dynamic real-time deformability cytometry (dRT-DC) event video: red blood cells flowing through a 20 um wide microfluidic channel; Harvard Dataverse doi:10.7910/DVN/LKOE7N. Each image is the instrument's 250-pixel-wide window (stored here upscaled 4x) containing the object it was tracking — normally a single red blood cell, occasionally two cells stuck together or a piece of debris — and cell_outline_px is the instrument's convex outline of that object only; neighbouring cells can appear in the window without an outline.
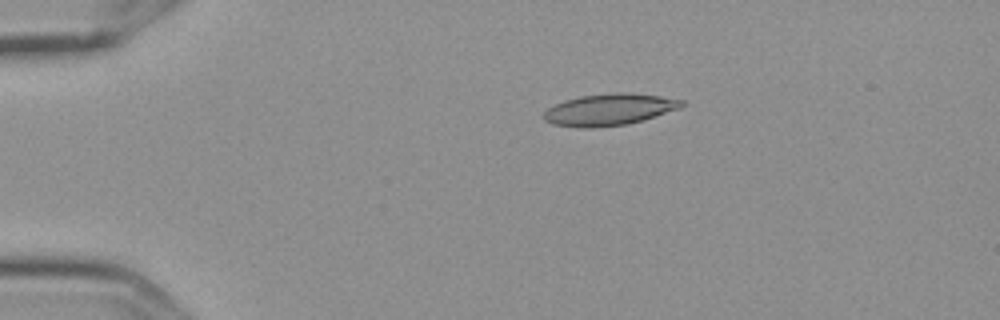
{"species": "Egyptian fruit bat (a non-hibernating species)", "species_latin": "Rousettus aegyptiacus", "temperature_condition": "cold", "stored_images_in_passage": 4, "camera_frame_rate_fps": 3000, "um_per_image_px": 0.085, "frame": {"image": 1, "passage_image": 1, "time_ms": 0.0, "image_size_px": [1000, 320], "cell_outline_px": [[684, 104], [680, 108], [644, 120], [628, 124], [596, 128], [580, 128], [552, 124], [544, 120], [544, 112], [548, 108], [564, 100], [580, 96], [612, 92], [628, 92], [660, 96], [684, 100]], "centroid_in_image_um": [51.79, 9.31], "position_along_channel_um": 33.2, "area_um2": 25.66}}
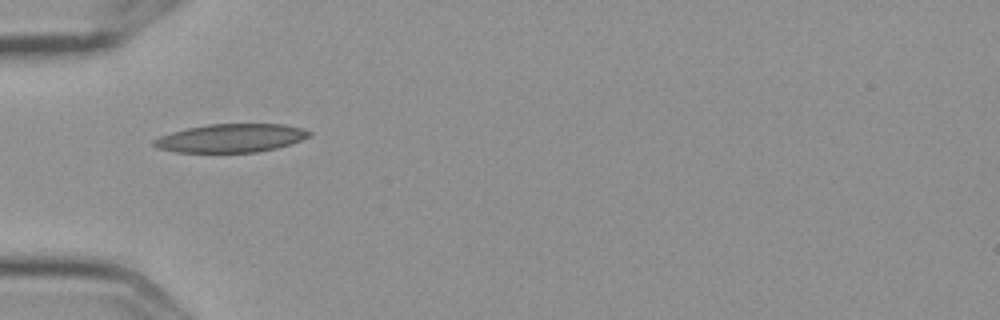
{"frame": {"image": 2, "passage_image": 3, "time_ms": 0.667, "image_size_px": [1000, 320], "cell_outline_px": [[312, 136], [276, 148], [256, 152], [176, 152], [156, 148], [152, 144], [152, 140], [160, 136], [172, 132], [188, 128], [208, 124], [284, 124], [304, 128], [312, 132]], "centroid_in_image_um": [19.63, 11.73], "position_along_channel_um": 65.4, "area_um2": 25.72}}
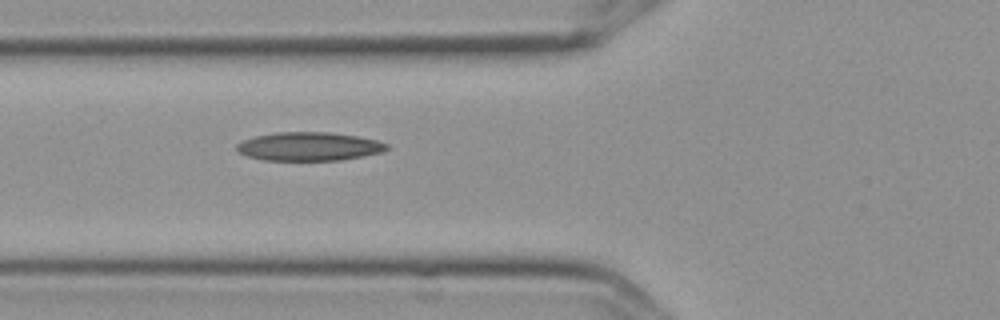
{"frame": {"image": 3, "passage_image": 4, "time_ms": 1.0, "image_size_px": [1000, 320], "cell_outline_px": [[388, 148], [384, 152], [364, 156], [340, 160], [264, 160], [248, 156], [240, 152], [236, 148], [236, 144], [244, 140], [256, 136], [276, 132], [328, 132], [356, 136], [376, 140], [388, 144]], "centroid_in_image_um": [26.29, 12.45], "position_along_channel_um": 99.5, "area_um2": 24.85}}